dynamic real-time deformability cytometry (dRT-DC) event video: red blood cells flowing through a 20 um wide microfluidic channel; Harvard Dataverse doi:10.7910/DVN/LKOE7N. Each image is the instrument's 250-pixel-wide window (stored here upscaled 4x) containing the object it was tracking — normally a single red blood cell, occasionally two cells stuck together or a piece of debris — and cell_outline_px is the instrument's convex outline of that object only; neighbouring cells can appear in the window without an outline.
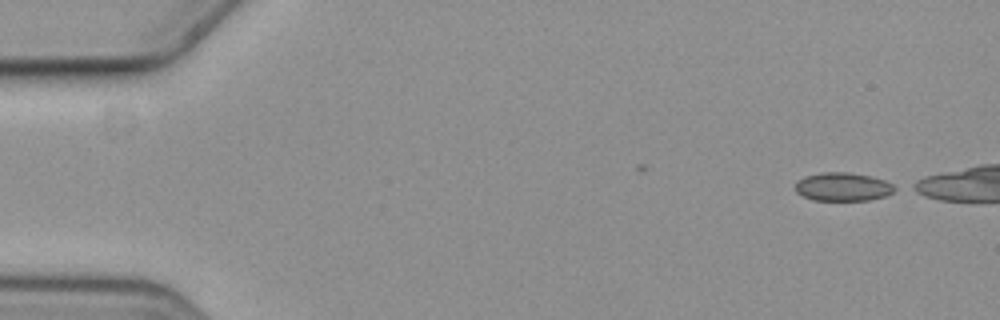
{"species": "common noctule bat (a hibernating species)", "species_latin": "Nyctalus noctula", "temperature_condition": "cold", "stored_images_in_passage": 49, "camera_frame_rate_fps": 3000, "um_per_image_px": 0.085, "animal": {"sex": "female", "body_mass_g": 19.3, "forearm_length_mm": 54.1}, "frame": {"image": 1, "passage_image": 1, "time_ms": 0.0, "image_size_px": [1000, 320], "cell_outline_px": [[900, 188], [884, 196], [868, 200], [812, 200], [796, 192], [796, 180], [804, 176], [820, 172], [848, 172], [872, 176], [884, 180]], "centroid_in_image_um": [71.64, 15.86], "position_along_channel_um": 13.4, "area_um2": 16.59}}
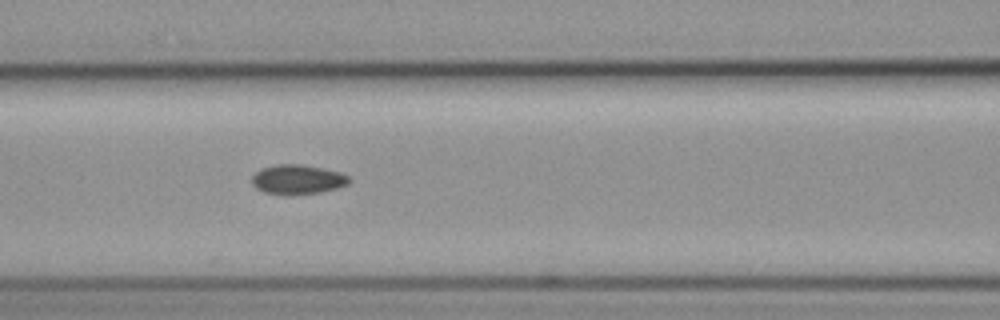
{"frame": {"image": 2, "passage_image": 22, "time_ms": 7.0, "image_size_px": [1000, 320], "cell_outline_px": [[352, 180], [348, 184], [336, 188], [320, 192], [264, 192], [256, 188], [252, 184], [252, 176], [260, 168], [276, 164], [300, 164], [340, 172], [348, 176]], "centroid_in_image_um": [25.3, 15.2], "position_along_channel_um": 141.3, "area_um2": 16.07}}
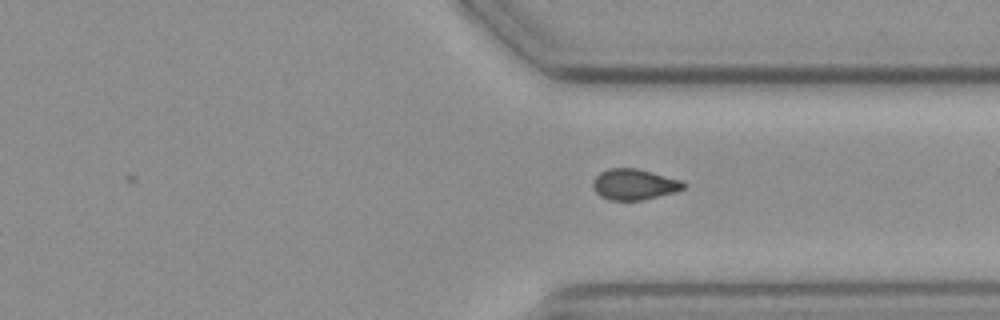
{"frame": {"image": 3, "passage_image": 40, "time_ms": 13.0, "image_size_px": [1000, 320], "cell_outline_px": [[684, 188], [676, 192], [644, 200], [608, 200], [600, 196], [596, 192], [592, 184], [596, 176], [600, 172], [608, 168], [636, 168], [652, 172], [680, 180], [684, 184]], "centroid_in_image_um": [53.89, 15.68], "position_along_channel_um": 357.5, "area_um2": 16.24}}